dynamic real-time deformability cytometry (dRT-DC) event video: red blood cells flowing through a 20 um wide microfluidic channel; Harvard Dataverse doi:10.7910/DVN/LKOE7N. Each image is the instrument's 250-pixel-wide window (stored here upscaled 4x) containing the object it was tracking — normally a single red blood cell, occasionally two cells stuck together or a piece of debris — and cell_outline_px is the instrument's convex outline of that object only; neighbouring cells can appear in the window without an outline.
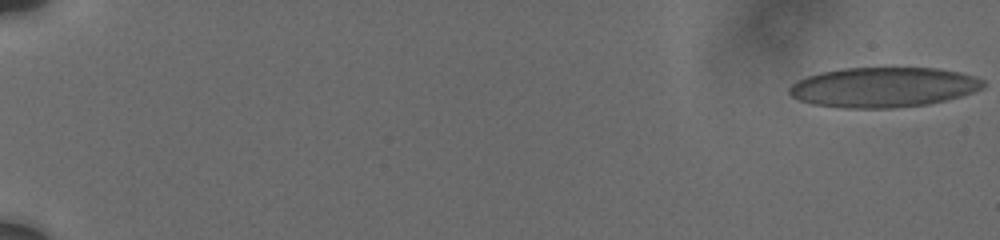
{"species": "human", "species_latin": "Homo sapiens", "temperature_condition": "cold", "stored_images_in_passage": 25, "camera_frame_rate_fps": 3000, "um_per_image_px": 0.085, "donor": {"sex": "male"}, "frame": {"image": 1, "passage_image": 1, "time_ms": 0.0, "image_size_px": [1000, 240], "cell_outline_px": [[984, 88], [960, 96], [928, 104], [892, 108], [844, 108], [812, 104], [800, 100], [792, 96], [788, 92], [788, 88], [792, 84], [808, 76], [820, 72], [844, 68], [936, 68], [956, 72], [972, 76], [984, 80]], "centroid_in_image_um": [75.06, 7.42], "position_along_channel_um": 9.9, "area_um2": 44.91}}
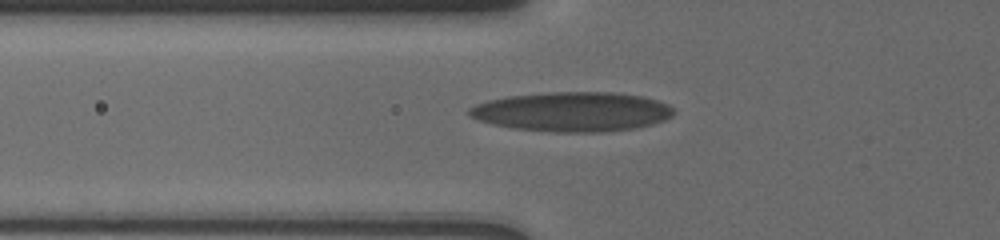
{"frame": {"image": 2, "passage_image": 15, "time_ms": 7.333, "image_size_px": [1000, 240], "cell_outline_px": [[676, 112], [672, 116], [664, 120], [652, 124], [632, 128], [600, 132], [552, 132], [512, 128], [492, 124], [476, 120], [468, 112], [468, 108], [476, 104], [488, 100], [508, 96], [544, 92], [616, 92], [644, 96], [668, 104]], "centroid_in_image_um": [48.63, 9.49], "position_along_channel_um": 77.2, "area_um2": 47.28}}
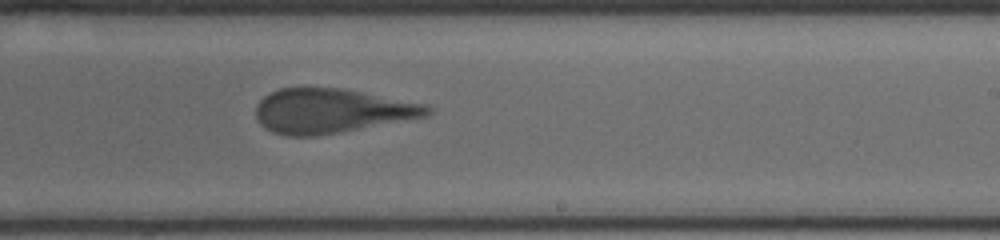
{"frame": {"image": 3, "passage_image": 25, "time_ms": 12.333, "image_size_px": [1000, 240], "cell_outline_px": [[432, 112], [424, 116], [316, 136], [284, 136], [272, 132], [264, 128], [260, 124], [256, 116], [256, 104], [264, 96], [280, 88], [340, 88], [424, 104], [432, 108]], "centroid_in_image_um": [28.08, 9.43], "position_along_channel_um": 260.9, "area_um2": 43.64}}